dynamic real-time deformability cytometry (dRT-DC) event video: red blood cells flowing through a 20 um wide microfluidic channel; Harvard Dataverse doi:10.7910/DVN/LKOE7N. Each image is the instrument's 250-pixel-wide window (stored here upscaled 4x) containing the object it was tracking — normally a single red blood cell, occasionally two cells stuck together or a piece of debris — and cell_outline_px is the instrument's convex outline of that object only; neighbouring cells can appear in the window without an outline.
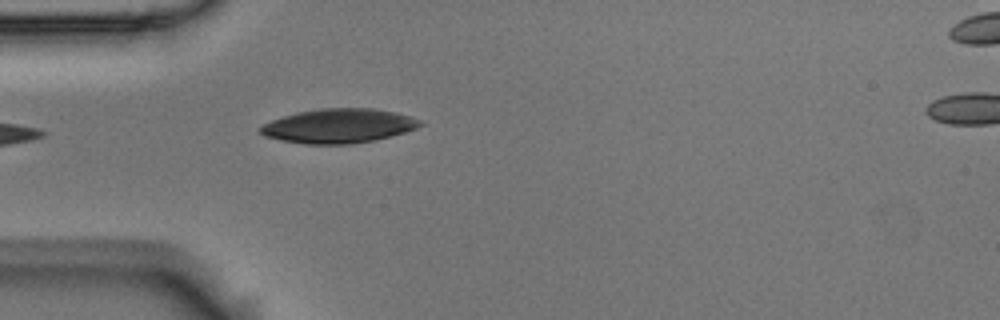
{"species": "Egyptian fruit bat (a non-hibernating species)", "species_latin": "Rousettus aegyptiacus", "temperature_condition": "room temperature", "stored_images_in_passage": 5, "camera_frame_rate_fps": 3000, "um_per_image_px": 0.085, "animal": {"sex": "male"}, "frame": {"image": 1, "passage_image": 4, "time_ms": 1.0, "image_size_px": [1000, 320], "cell_outline_px": [[424, 124], [416, 128], [392, 136], [376, 140], [348, 144], [304, 144], [280, 140], [264, 136], [256, 132], [264, 124], [272, 120], [296, 112], [320, 108], [372, 108], [396, 112], [412, 116], [420, 120]], "centroid_in_image_um": [28.78, 10.7], "position_along_channel_um": 56.2, "area_um2": 32.14}}